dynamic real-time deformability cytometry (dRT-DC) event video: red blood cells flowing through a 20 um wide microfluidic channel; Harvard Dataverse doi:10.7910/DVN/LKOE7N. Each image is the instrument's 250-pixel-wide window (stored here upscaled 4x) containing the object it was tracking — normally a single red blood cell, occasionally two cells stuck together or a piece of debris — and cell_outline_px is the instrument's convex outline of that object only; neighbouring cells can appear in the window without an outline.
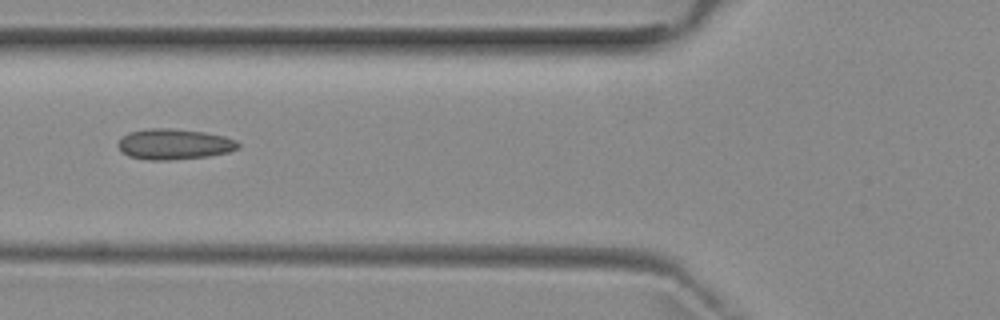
{"species": "common noctule bat (a hibernating species)", "species_latin": "Nyctalus noctula", "temperature_condition": "room temperature", "stored_images_in_passage": 3, "camera_frame_rate_fps": 3000, "um_per_image_px": 0.085, "animal": {"sex": "female", "body_mass_g": 29.2, "forearm_length_mm": 56.3}, "frame": {"image": 1, "passage_image": 3, "time_ms": 2.333, "image_size_px": [1000, 320], "cell_outline_px": [[240, 148], [228, 152], [208, 156], [172, 160], [148, 160], [128, 156], [120, 152], [116, 144], [128, 132], [148, 128], [172, 128], [204, 132], [224, 136], [236, 140], [240, 144]], "centroid_in_image_um": [14.78, 12.26], "position_along_channel_um": 111.0, "area_um2": 21.68}}